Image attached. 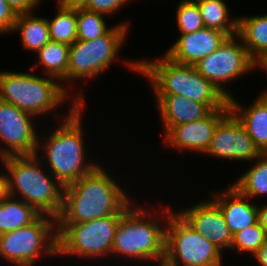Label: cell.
Masks as SVG:
<instances>
[{"instance_id":"cell-20","label":"cell","mask_w":267,"mask_h":266,"mask_svg":"<svg viewBox=\"0 0 267 266\" xmlns=\"http://www.w3.org/2000/svg\"><path fill=\"white\" fill-rule=\"evenodd\" d=\"M40 215L23 200L4 194L0 200V235L31 224Z\"/></svg>"},{"instance_id":"cell-10","label":"cell","mask_w":267,"mask_h":266,"mask_svg":"<svg viewBox=\"0 0 267 266\" xmlns=\"http://www.w3.org/2000/svg\"><path fill=\"white\" fill-rule=\"evenodd\" d=\"M128 28L124 22L95 40H76L70 45L67 80L90 79L107 70L125 43Z\"/></svg>"},{"instance_id":"cell-19","label":"cell","mask_w":267,"mask_h":266,"mask_svg":"<svg viewBox=\"0 0 267 266\" xmlns=\"http://www.w3.org/2000/svg\"><path fill=\"white\" fill-rule=\"evenodd\" d=\"M229 105L259 151L262 154L267 153V97L258 96L244 111L234 97L229 99Z\"/></svg>"},{"instance_id":"cell-2","label":"cell","mask_w":267,"mask_h":266,"mask_svg":"<svg viewBox=\"0 0 267 266\" xmlns=\"http://www.w3.org/2000/svg\"><path fill=\"white\" fill-rule=\"evenodd\" d=\"M127 65L147 76L156 95H180L206 104L211 110L230 108L229 98L194 66L174 62L166 55L161 60H137Z\"/></svg>"},{"instance_id":"cell-22","label":"cell","mask_w":267,"mask_h":266,"mask_svg":"<svg viewBox=\"0 0 267 266\" xmlns=\"http://www.w3.org/2000/svg\"><path fill=\"white\" fill-rule=\"evenodd\" d=\"M31 13L19 14L12 32L20 31L23 47L38 52L51 41L49 25L47 19L34 16Z\"/></svg>"},{"instance_id":"cell-16","label":"cell","mask_w":267,"mask_h":266,"mask_svg":"<svg viewBox=\"0 0 267 266\" xmlns=\"http://www.w3.org/2000/svg\"><path fill=\"white\" fill-rule=\"evenodd\" d=\"M227 37L219 30L204 27L193 33L181 34L165 55L174 62L194 66L217 50Z\"/></svg>"},{"instance_id":"cell-12","label":"cell","mask_w":267,"mask_h":266,"mask_svg":"<svg viewBox=\"0 0 267 266\" xmlns=\"http://www.w3.org/2000/svg\"><path fill=\"white\" fill-rule=\"evenodd\" d=\"M31 114L11 103L0 100V139L6 143L0 149V159L6 156L38 154L39 139Z\"/></svg>"},{"instance_id":"cell-25","label":"cell","mask_w":267,"mask_h":266,"mask_svg":"<svg viewBox=\"0 0 267 266\" xmlns=\"http://www.w3.org/2000/svg\"><path fill=\"white\" fill-rule=\"evenodd\" d=\"M258 161L232 184L248 198L267 194V153L256 158Z\"/></svg>"},{"instance_id":"cell-7","label":"cell","mask_w":267,"mask_h":266,"mask_svg":"<svg viewBox=\"0 0 267 266\" xmlns=\"http://www.w3.org/2000/svg\"><path fill=\"white\" fill-rule=\"evenodd\" d=\"M163 214L166 261L175 266H221V250L193 230L177 212L166 210Z\"/></svg>"},{"instance_id":"cell-30","label":"cell","mask_w":267,"mask_h":266,"mask_svg":"<svg viewBox=\"0 0 267 266\" xmlns=\"http://www.w3.org/2000/svg\"><path fill=\"white\" fill-rule=\"evenodd\" d=\"M128 1L130 0H88L85 9L104 14L105 16L106 14L116 13Z\"/></svg>"},{"instance_id":"cell-14","label":"cell","mask_w":267,"mask_h":266,"mask_svg":"<svg viewBox=\"0 0 267 266\" xmlns=\"http://www.w3.org/2000/svg\"><path fill=\"white\" fill-rule=\"evenodd\" d=\"M230 108L212 110L205 118L173 126L166 134V144L178 150L206 153L218 123L230 112Z\"/></svg>"},{"instance_id":"cell-29","label":"cell","mask_w":267,"mask_h":266,"mask_svg":"<svg viewBox=\"0 0 267 266\" xmlns=\"http://www.w3.org/2000/svg\"><path fill=\"white\" fill-rule=\"evenodd\" d=\"M177 24L182 34L193 33L204 28L199 6L195 0H182L177 8Z\"/></svg>"},{"instance_id":"cell-36","label":"cell","mask_w":267,"mask_h":266,"mask_svg":"<svg viewBox=\"0 0 267 266\" xmlns=\"http://www.w3.org/2000/svg\"><path fill=\"white\" fill-rule=\"evenodd\" d=\"M258 65L262 66L267 73V53L259 55L254 60V68L258 67ZM261 96L267 97V90L261 94Z\"/></svg>"},{"instance_id":"cell-11","label":"cell","mask_w":267,"mask_h":266,"mask_svg":"<svg viewBox=\"0 0 267 266\" xmlns=\"http://www.w3.org/2000/svg\"><path fill=\"white\" fill-rule=\"evenodd\" d=\"M236 38L238 35L227 37L217 50L194 65L204 78L229 99L232 94L226 91L222 84L241 77L254 68V60L249 56L246 47L235 41Z\"/></svg>"},{"instance_id":"cell-18","label":"cell","mask_w":267,"mask_h":266,"mask_svg":"<svg viewBox=\"0 0 267 266\" xmlns=\"http://www.w3.org/2000/svg\"><path fill=\"white\" fill-rule=\"evenodd\" d=\"M165 134L178 124L190 123L205 118L212 110L203 103L180 95H155Z\"/></svg>"},{"instance_id":"cell-26","label":"cell","mask_w":267,"mask_h":266,"mask_svg":"<svg viewBox=\"0 0 267 266\" xmlns=\"http://www.w3.org/2000/svg\"><path fill=\"white\" fill-rule=\"evenodd\" d=\"M57 15L48 21L50 40L72 45L77 40L76 10L59 5Z\"/></svg>"},{"instance_id":"cell-17","label":"cell","mask_w":267,"mask_h":266,"mask_svg":"<svg viewBox=\"0 0 267 266\" xmlns=\"http://www.w3.org/2000/svg\"><path fill=\"white\" fill-rule=\"evenodd\" d=\"M212 201L220 208L229 230L234 235L238 231L258 222V205L247 202V196L231 186L221 196L211 192ZM246 200V201H245Z\"/></svg>"},{"instance_id":"cell-5","label":"cell","mask_w":267,"mask_h":266,"mask_svg":"<svg viewBox=\"0 0 267 266\" xmlns=\"http://www.w3.org/2000/svg\"><path fill=\"white\" fill-rule=\"evenodd\" d=\"M54 79L29 73L0 72V100L35 117L54 111L69 94L68 89Z\"/></svg>"},{"instance_id":"cell-27","label":"cell","mask_w":267,"mask_h":266,"mask_svg":"<svg viewBox=\"0 0 267 266\" xmlns=\"http://www.w3.org/2000/svg\"><path fill=\"white\" fill-rule=\"evenodd\" d=\"M102 15L85 8L76 10L77 40L89 41L103 36L110 27H107Z\"/></svg>"},{"instance_id":"cell-34","label":"cell","mask_w":267,"mask_h":266,"mask_svg":"<svg viewBox=\"0 0 267 266\" xmlns=\"http://www.w3.org/2000/svg\"><path fill=\"white\" fill-rule=\"evenodd\" d=\"M257 262L262 266H267V240L266 242L253 254Z\"/></svg>"},{"instance_id":"cell-35","label":"cell","mask_w":267,"mask_h":266,"mask_svg":"<svg viewBox=\"0 0 267 266\" xmlns=\"http://www.w3.org/2000/svg\"><path fill=\"white\" fill-rule=\"evenodd\" d=\"M258 223L267 234V204L263 207L258 206Z\"/></svg>"},{"instance_id":"cell-23","label":"cell","mask_w":267,"mask_h":266,"mask_svg":"<svg viewBox=\"0 0 267 266\" xmlns=\"http://www.w3.org/2000/svg\"><path fill=\"white\" fill-rule=\"evenodd\" d=\"M199 6L204 27L219 30L228 37L237 35L238 18L230 21L228 7L224 0H195Z\"/></svg>"},{"instance_id":"cell-21","label":"cell","mask_w":267,"mask_h":266,"mask_svg":"<svg viewBox=\"0 0 267 266\" xmlns=\"http://www.w3.org/2000/svg\"><path fill=\"white\" fill-rule=\"evenodd\" d=\"M237 35L253 60L267 53V14L238 17Z\"/></svg>"},{"instance_id":"cell-6","label":"cell","mask_w":267,"mask_h":266,"mask_svg":"<svg viewBox=\"0 0 267 266\" xmlns=\"http://www.w3.org/2000/svg\"><path fill=\"white\" fill-rule=\"evenodd\" d=\"M148 213L141 207H130L124 213L115 232L111 253L157 263L164 259L166 228L159 226V220L150 218Z\"/></svg>"},{"instance_id":"cell-15","label":"cell","mask_w":267,"mask_h":266,"mask_svg":"<svg viewBox=\"0 0 267 266\" xmlns=\"http://www.w3.org/2000/svg\"><path fill=\"white\" fill-rule=\"evenodd\" d=\"M197 233L212 242L219 250L230 248L233 234L220 208L212 201H203L177 212Z\"/></svg>"},{"instance_id":"cell-32","label":"cell","mask_w":267,"mask_h":266,"mask_svg":"<svg viewBox=\"0 0 267 266\" xmlns=\"http://www.w3.org/2000/svg\"><path fill=\"white\" fill-rule=\"evenodd\" d=\"M13 11L19 14H25L33 12L35 6H38L41 0H6Z\"/></svg>"},{"instance_id":"cell-9","label":"cell","mask_w":267,"mask_h":266,"mask_svg":"<svg viewBox=\"0 0 267 266\" xmlns=\"http://www.w3.org/2000/svg\"><path fill=\"white\" fill-rule=\"evenodd\" d=\"M43 254L58 255L57 223L52 216L41 214L33 223L0 235V256L12 264L33 266Z\"/></svg>"},{"instance_id":"cell-33","label":"cell","mask_w":267,"mask_h":266,"mask_svg":"<svg viewBox=\"0 0 267 266\" xmlns=\"http://www.w3.org/2000/svg\"><path fill=\"white\" fill-rule=\"evenodd\" d=\"M57 2L62 7L78 10L86 8L88 0H57Z\"/></svg>"},{"instance_id":"cell-1","label":"cell","mask_w":267,"mask_h":266,"mask_svg":"<svg viewBox=\"0 0 267 266\" xmlns=\"http://www.w3.org/2000/svg\"><path fill=\"white\" fill-rule=\"evenodd\" d=\"M102 168L97 165L89 174L64 187L57 224H75L117 215L131 203L123 188Z\"/></svg>"},{"instance_id":"cell-4","label":"cell","mask_w":267,"mask_h":266,"mask_svg":"<svg viewBox=\"0 0 267 266\" xmlns=\"http://www.w3.org/2000/svg\"><path fill=\"white\" fill-rule=\"evenodd\" d=\"M82 94L75 95L69 115L43 144L44 154L54 176L63 187L89 174L98 164L85 161L82 128Z\"/></svg>"},{"instance_id":"cell-28","label":"cell","mask_w":267,"mask_h":266,"mask_svg":"<svg viewBox=\"0 0 267 266\" xmlns=\"http://www.w3.org/2000/svg\"><path fill=\"white\" fill-rule=\"evenodd\" d=\"M266 240L267 234L257 222L234 234L231 248L238 250L240 253L250 252L254 254Z\"/></svg>"},{"instance_id":"cell-24","label":"cell","mask_w":267,"mask_h":266,"mask_svg":"<svg viewBox=\"0 0 267 266\" xmlns=\"http://www.w3.org/2000/svg\"><path fill=\"white\" fill-rule=\"evenodd\" d=\"M70 45L55 41H49L38 52L40 66L50 77L57 80H66L69 64Z\"/></svg>"},{"instance_id":"cell-31","label":"cell","mask_w":267,"mask_h":266,"mask_svg":"<svg viewBox=\"0 0 267 266\" xmlns=\"http://www.w3.org/2000/svg\"><path fill=\"white\" fill-rule=\"evenodd\" d=\"M17 14L10 7L6 0H0V33H12Z\"/></svg>"},{"instance_id":"cell-8","label":"cell","mask_w":267,"mask_h":266,"mask_svg":"<svg viewBox=\"0 0 267 266\" xmlns=\"http://www.w3.org/2000/svg\"><path fill=\"white\" fill-rule=\"evenodd\" d=\"M128 204L117 215L75 224H57L58 254L102 257L111 254L115 232Z\"/></svg>"},{"instance_id":"cell-13","label":"cell","mask_w":267,"mask_h":266,"mask_svg":"<svg viewBox=\"0 0 267 266\" xmlns=\"http://www.w3.org/2000/svg\"><path fill=\"white\" fill-rule=\"evenodd\" d=\"M206 153L222 159L246 161L262 154L232 111L218 123Z\"/></svg>"},{"instance_id":"cell-3","label":"cell","mask_w":267,"mask_h":266,"mask_svg":"<svg viewBox=\"0 0 267 266\" xmlns=\"http://www.w3.org/2000/svg\"><path fill=\"white\" fill-rule=\"evenodd\" d=\"M37 154L15 155L2 158L10 175H4L5 194L12 197L18 192L21 200L40 214L57 218L62 210L63 185L39 164Z\"/></svg>"},{"instance_id":"cell-37","label":"cell","mask_w":267,"mask_h":266,"mask_svg":"<svg viewBox=\"0 0 267 266\" xmlns=\"http://www.w3.org/2000/svg\"><path fill=\"white\" fill-rule=\"evenodd\" d=\"M4 175L5 174H0V200L1 197L5 194V184H4Z\"/></svg>"},{"instance_id":"cell-38","label":"cell","mask_w":267,"mask_h":266,"mask_svg":"<svg viewBox=\"0 0 267 266\" xmlns=\"http://www.w3.org/2000/svg\"><path fill=\"white\" fill-rule=\"evenodd\" d=\"M159 266H175V265H172L171 263H169L168 261H166L165 259L163 260H159Z\"/></svg>"}]
</instances>
